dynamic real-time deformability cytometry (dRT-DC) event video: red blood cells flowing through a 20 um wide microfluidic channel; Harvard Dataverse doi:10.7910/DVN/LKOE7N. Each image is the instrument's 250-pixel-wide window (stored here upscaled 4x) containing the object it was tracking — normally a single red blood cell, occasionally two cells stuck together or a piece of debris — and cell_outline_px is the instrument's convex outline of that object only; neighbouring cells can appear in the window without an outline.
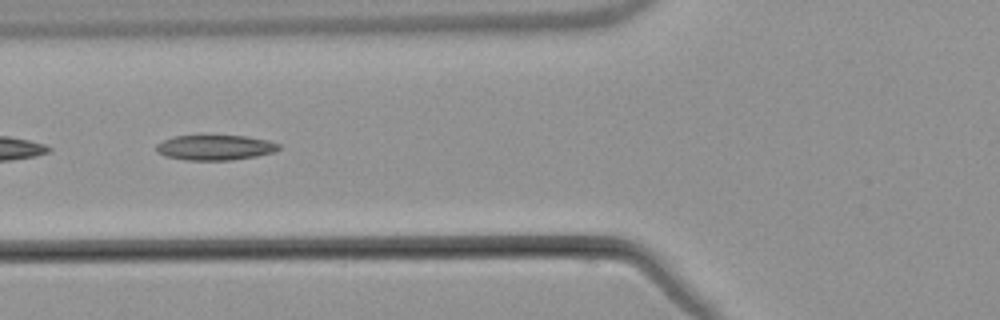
{"species": "common noctule bat (a hibernating species)", "species_latin": "Nyctalus noctula", "temperature_condition": "warm", "stored_images_in_passage": 7, "camera_frame_rate_fps": 3000, "um_per_image_px": 0.085, "animal": {"sex": "male", "body_mass_g": 21.5, "forearm_length_mm": 52.0}, "frame": {"image": 1, "passage_image": 5, "time_ms": 4.667, "image_size_px": [1000, 320], "cell_outline_px": [[280, 148], [276, 152], [256, 156], [232, 160], [184, 160], [164, 156], [156, 152], [156, 144], [164, 140], [176, 136], [248, 136], [268, 140], [280, 144]], "centroid_in_image_um": [18.3, 12.55], "position_along_channel_um": 107.5, "area_um2": 18.03}}
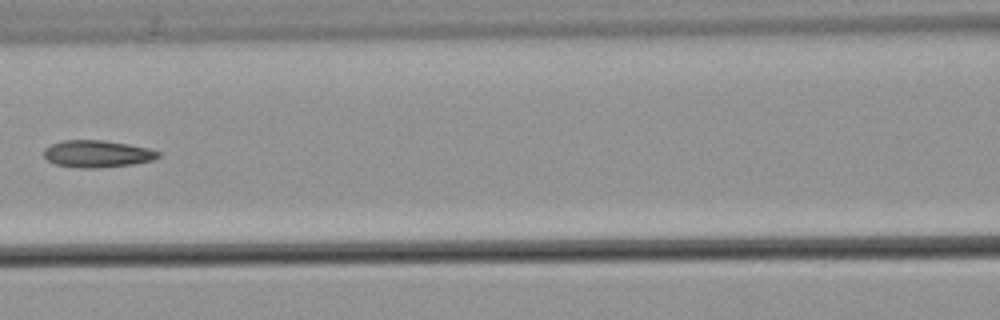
{"frame": {"image": 2, "passage_image": 6, "time_ms": 6.0, "image_size_px": [1000, 320], "cell_outline_px": [[160, 156], [152, 160], [132, 164], [100, 168], [80, 168], [56, 164], [48, 160], [44, 156], [44, 148], [52, 144], [64, 140], [104, 140], [128, 144], [148, 148], [160, 152]], "centroid_in_image_um": [8.26, 13.07], "position_along_channel_um": 158.3, "area_um2": 17.98}}
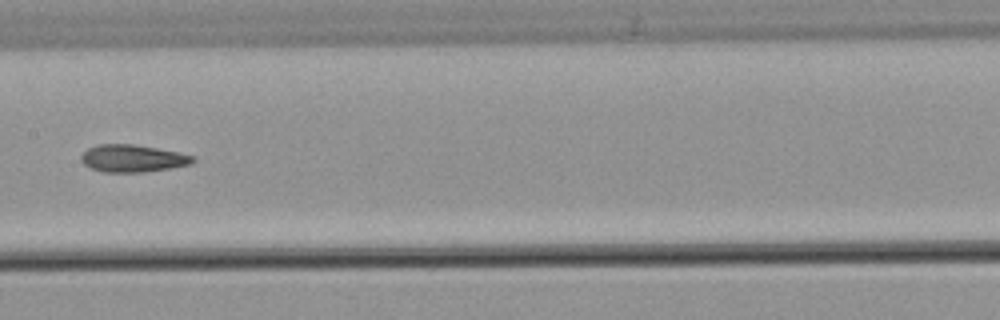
{"frame": {"image": 3, "passage_image": 7, "time_ms": 7.0, "image_size_px": [1000, 320], "cell_outline_px": [[196, 160], [192, 164], [172, 168], [144, 172], [104, 172], [92, 168], [84, 164], [80, 160], [80, 156], [88, 148], [100, 144], [132, 144], [156, 148], [196, 156]], "centroid_in_image_um": [11.3, 13.47], "position_along_channel_um": 196.1, "area_um2": 17.8}}